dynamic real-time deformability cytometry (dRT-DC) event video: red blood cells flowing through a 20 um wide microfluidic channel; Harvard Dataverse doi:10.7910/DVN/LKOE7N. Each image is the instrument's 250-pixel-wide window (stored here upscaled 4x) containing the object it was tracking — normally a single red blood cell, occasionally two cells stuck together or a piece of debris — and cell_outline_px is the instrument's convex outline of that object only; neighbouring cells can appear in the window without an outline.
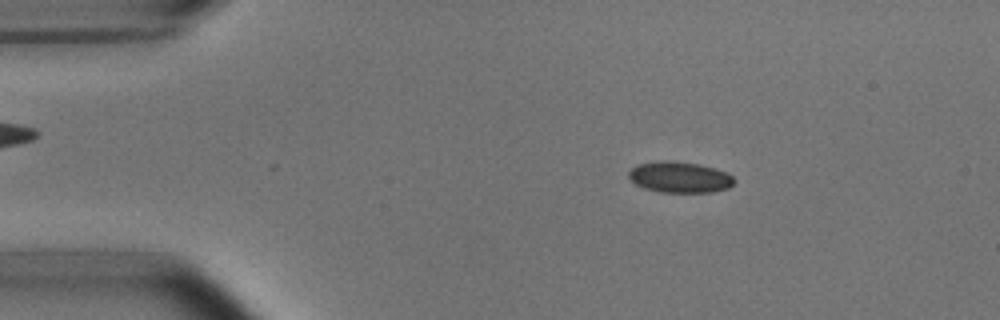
{"species": "common noctule bat (a hibernating species)", "species_latin": "Nyctalus noctula", "temperature_condition": "room temperature", "stored_images_in_passage": 40, "camera_frame_rate_fps": 3000, "um_per_image_px": 0.085, "animal": {"sex": "male", "body_mass_g": 15.6}, "frame": {"image": 1, "passage_image": 8, "time_ms": 2.333, "image_size_px": [1000, 320], "cell_outline_px": [[736, 180], [728, 188], [712, 192], [660, 192], [644, 188], [636, 184], [628, 176], [628, 172], [632, 168], [640, 164], [660, 160], [668, 160], [700, 164], [716, 168], [732, 176]], "centroid_in_image_um": [57.78, 15.06], "position_along_channel_um": 27.2, "area_um2": 19.02}}
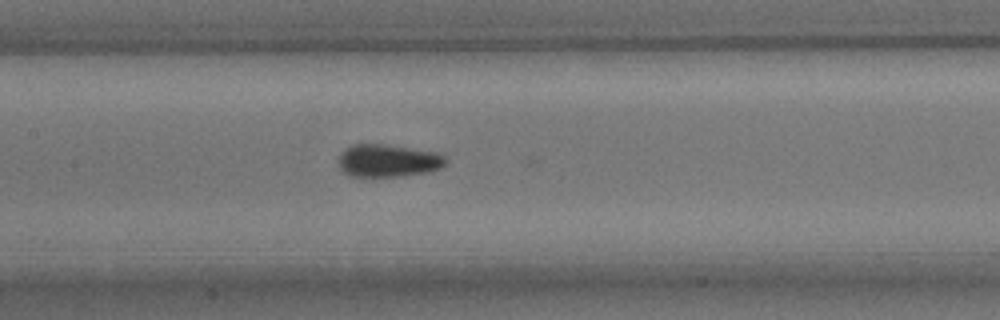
{"frame": {"image": 2, "passage_image": 24, "time_ms": 7.667, "image_size_px": [1000, 320], "cell_outline_px": [[448, 160], [440, 168], [428, 172], [400, 176], [348, 176], [340, 168], [336, 160], [340, 152], [344, 148], [352, 144], [388, 144], [436, 152], [444, 156]], "centroid_in_image_um": [32.93, 13.64], "position_along_channel_um": 174.5, "area_um2": 20.69}}
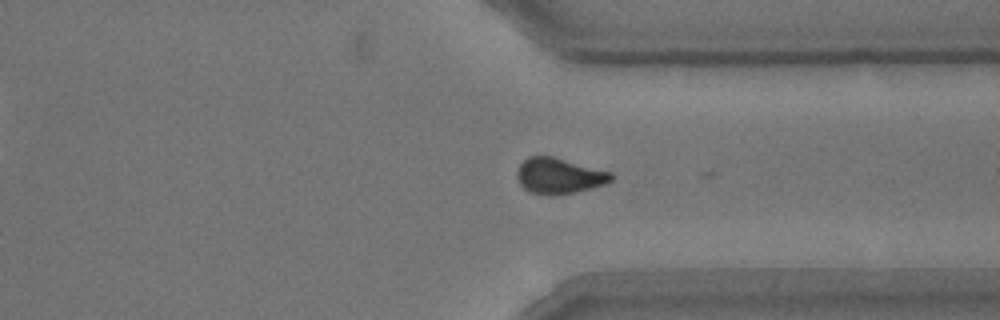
{"frame": {"image": 3, "passage_image": 39, "time_ms": 12.667, "image_size_px": [1000, 320], "cell_outline_px": [[612, 180], [604, 184], [576, 192], [552, 196], [528, 192], [520, 184], [516, 176], [516, 172], [520, 164], [528, 156], [552, 156], [612, 172]], "centroid_in_image_um": [47.49, 14.95], "position_along_channel_um": 363.9, "area_um2": 19.65}, "authors_computed_cell_mechanics": {"area_um2": 19.652, "velocity_mm_per_s": 3.7969, "shape_relaxation_time_tau1_ms": 4.3336, "shape_relaxation_time_tau2_ms": null, "deformation_change_tau1": 0.0955, "deformation_change_tau2": null}}